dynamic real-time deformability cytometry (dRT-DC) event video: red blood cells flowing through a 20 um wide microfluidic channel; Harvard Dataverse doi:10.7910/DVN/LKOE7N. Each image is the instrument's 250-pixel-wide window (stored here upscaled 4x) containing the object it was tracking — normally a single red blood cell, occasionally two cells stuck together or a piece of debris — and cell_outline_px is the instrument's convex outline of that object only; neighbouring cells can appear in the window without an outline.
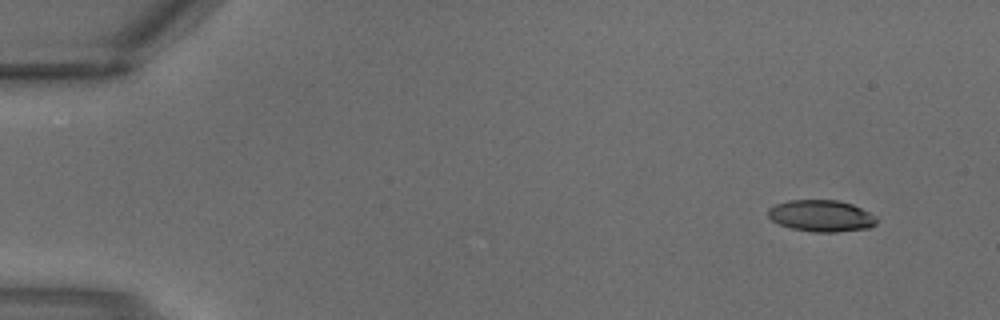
{"species": "common noctule bat (a hibernating species)", "species_latin": "Nyctalus noctula", "temperature_condition": "warm", "stored_images_in_passage": 2, "camera_frame_rate_fps": 3000, "um_per_image_px": 0.085, "animal": {"sex": "male", "body_mass_g": 18.8}, "frame": {"image": 1, "passage_image": 1, "time_ms": 0.0, "image_size_px": [1000, 320], "cell_outline_px": [[876, 224], [868, 228], [836, 232], [812, 232], [792, 228], [780, 224], [772, 220], [768, 216], [768, 208], [776, 204], [788, 200], [836, 200], [852, 204], [876, 216]], "centroid_in_image_um": [69.79, 18.34], "position_along_channel_um": 15.2, "area_um2": 19.88}}